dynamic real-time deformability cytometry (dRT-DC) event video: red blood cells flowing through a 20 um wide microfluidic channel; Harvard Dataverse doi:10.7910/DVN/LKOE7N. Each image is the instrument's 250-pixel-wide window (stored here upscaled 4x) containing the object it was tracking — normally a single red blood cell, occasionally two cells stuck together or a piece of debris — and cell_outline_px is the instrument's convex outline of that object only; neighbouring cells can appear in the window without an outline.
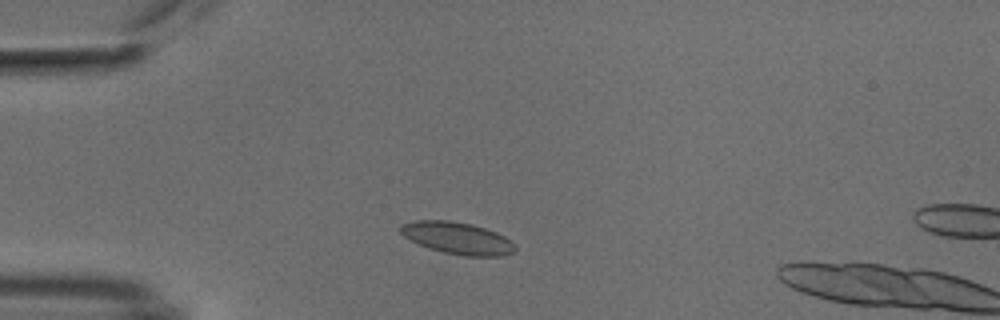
{"species": "common noctule bat (a hibernating species)", "species_latin": "Nyctalus noctula", "temperature_condition": "cold", "stored_images_in_passage": 9, "camera_frame_rate_fps": 3000, "um_per_image_px": 0.085, "animal": {"sex": "male", "body_mass_g": 18.8}, "frame": {"image": 1, "passage_image": 7, "time_ms": 2.0, "image_size_px": [1000, 320], "cell_outline_px": [[516, 248], [512, 252], [500, 256], [464, 256], [444, 252], [428, 248], [404, 236], [400, 232], [400, 224], [416, 220], [448, 220], [472, 224], [496, 232], [504, 236]], "centroid_in_image_um": [38.84, 20.23], "position_along_channel_um": 46.2, "area_um2": 21.1}}